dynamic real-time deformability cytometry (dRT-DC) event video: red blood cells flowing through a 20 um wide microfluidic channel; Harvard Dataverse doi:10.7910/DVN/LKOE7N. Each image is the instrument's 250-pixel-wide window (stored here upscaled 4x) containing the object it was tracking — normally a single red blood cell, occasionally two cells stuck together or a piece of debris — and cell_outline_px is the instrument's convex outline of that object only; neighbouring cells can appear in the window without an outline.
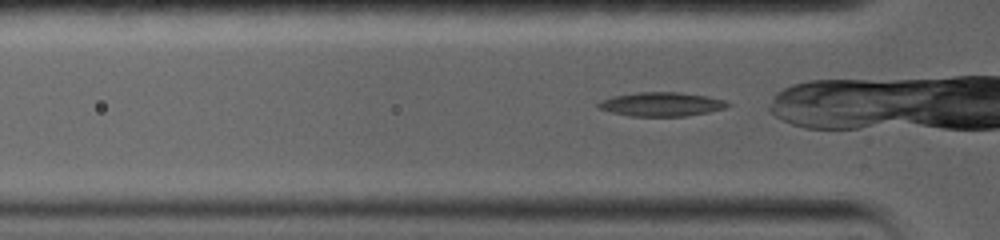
{"species": "common noctule bat (a hibernating species)", "species_latin": "Nyctalus noctula", "temperature_condition": "warm", "stored_images_in_passage": 88, "camera_frame_rate_fps": 5000, "um_per_image_px": 0.085, "animal": {"sex": "female", "body_mass_g": 19.0, "forearm_length_mm": 56.7}, "frame": {"image": 1, "passage_image": 3, "time_ms": 0.2, "image_size_px": [1000, 240], "cell_outline_px": [[732, 104], [724, 108], [708, 112], [684, 116], [632, 116], [612, 112], [596, 108], [596, 104], [600, 100], [612, 96], [636, 92], [680, 92], [708, 96], [724, 100]], "centroid_in_image_um": [56.19, 8.85], "position_along_channel_um": 69.6, "area_um2": 18.15}}
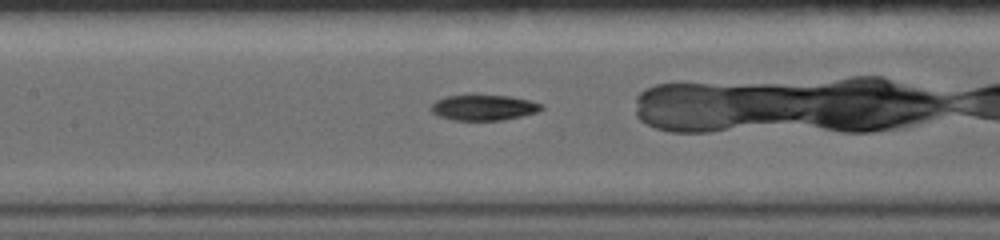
{"frame": {"image": 2, "passage_image": 25, "time_ms": 2.8, "image_size_px": [1000, 240], "cell_outline_px": [[544, 108], [536, 112], [504, 120], [452, 120], [440, 116], [432, 112], [428, 108], [436, 100], [448, 96], [472, 92], [508, 96], [528, 100], [544, 104]], "centroid_in_image_um": [41.07, 9.1], "position_along_channel_um": 166.3, "area_um2": 17.05}}
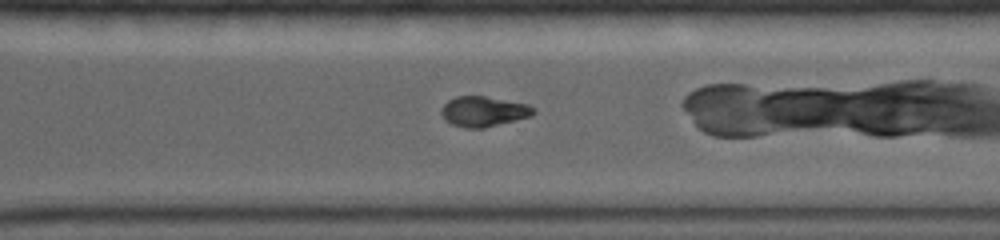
{"frame": {"image": 3, "passage_image": 62, "time_ms": 7.2, "image_size_px": [1000, 240], "cell_outline_px": [[536, 112], [532, 116], [484, 128], [464, 128], [452, 124], [440, 112], [440, 108], [448, 100], [456, 96], [484, 96], [528, 104], [536, 108]], "centroid_in_image_um": [41.13, 9.47], "position_along_channel_um": 329.5, "area_um2": 16.24}}